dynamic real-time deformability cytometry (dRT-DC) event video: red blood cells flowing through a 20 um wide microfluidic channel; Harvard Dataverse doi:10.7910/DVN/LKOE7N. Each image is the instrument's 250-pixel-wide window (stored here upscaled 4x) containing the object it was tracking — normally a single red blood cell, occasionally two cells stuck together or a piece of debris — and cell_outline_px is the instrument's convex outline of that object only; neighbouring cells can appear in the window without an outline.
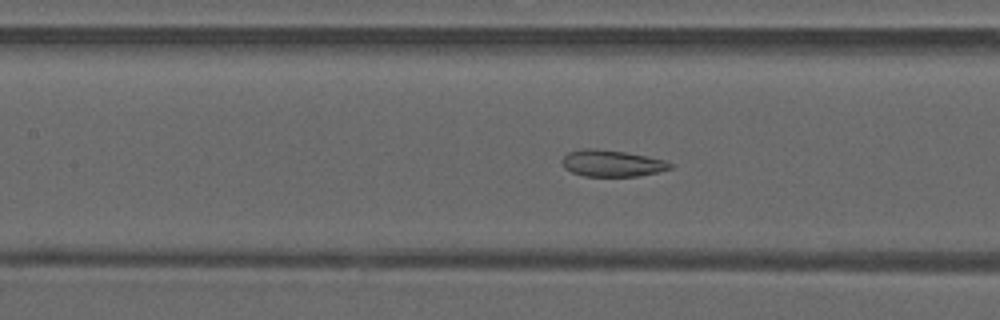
{"species": "common noctule bat (a hibernating species)", "species_latin": "Nyctalus noctula", "temperature_condition": "warm", "stored_images_in_passage": 48, "camera_frame_rate_fps": 3000, "um_per_image_px": 0.085, "animal": {"sex": "male", "forearm_length_mm": 52.5}, "frame": {"image": 1, "passage_image": 22, "time_ms": 7.0, "image_size_px": [1000, 320], "cell_outline_px": [[672, 168], [656, 172], [636, 176], [584, 176], [572, 172], [564, 168], [560, 160], [568, 152], [580, 148], [596, 148], [624, 152], [664, 160], [672, 164]], "centroid_in_image_um": [51.94, 13.87], "position_along_channel_um": 155.5, "area_um2": 16.65}}
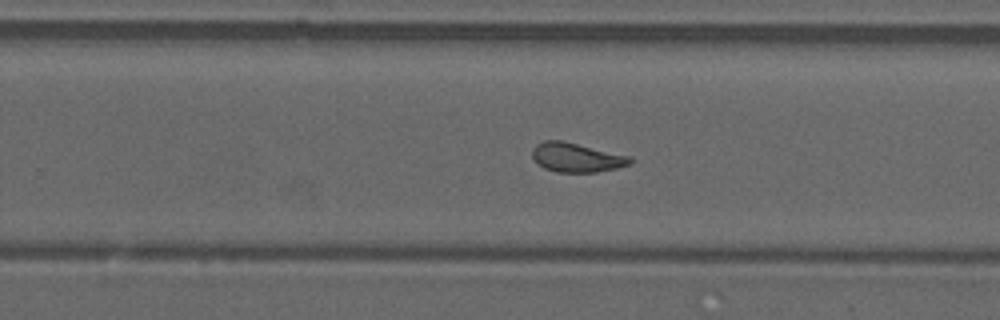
{"frame": {"image": 2, "passage_image": 31, "time_ms": 10.0, "image_size_px": [1000, 320], "cell_outline_px": [[632, 164], [616, 168], [596, 172], [556, 172], [544, 168], [532, 156], [532, 148], [536, 144], [544, 140], [564, 140], [632, 156]], "centroid_in_image_um": [49.03, 13.37], "position_along_channel_um": 280.8, "area_um2": 16.88}}
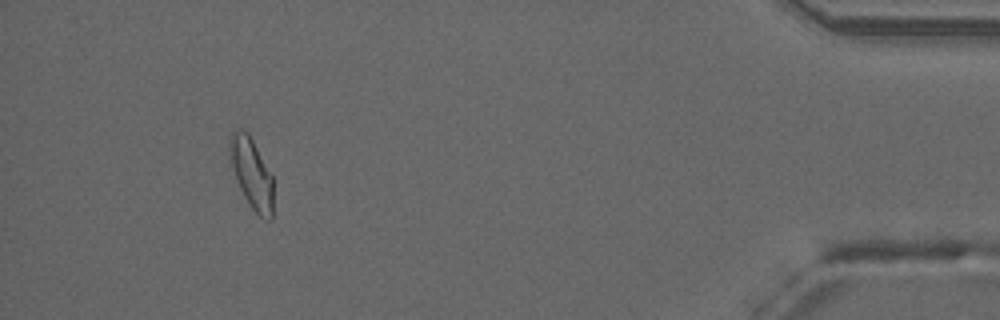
{"frame": {"image": 3, "passage_image": 45, "time_ms": 14.667, "image_size_px": [1000, 320], "cell_outline_px": [[272, 220], [264, 220], [252, 208], [244, 196], [240, 188], [232, 164], [228, 148], [232, 132], [236, 128], [248, 132], [272, 176]], "centroid_in_image_um": [21.39, 14.73], "position_along_channel_um": 413.8, "area_um2": 17.4}, "authors_computed_cell_mechanics": {"area_um2": 17.629, "velocity_mm_per_s": 4.1995, "shape_relaxation_time_tau1_ms": null, "shape_relaxation_time_tau2_ms": 1.4179, "deformation_change_tau1": null, "deformation_change_tau2": 0.094}}